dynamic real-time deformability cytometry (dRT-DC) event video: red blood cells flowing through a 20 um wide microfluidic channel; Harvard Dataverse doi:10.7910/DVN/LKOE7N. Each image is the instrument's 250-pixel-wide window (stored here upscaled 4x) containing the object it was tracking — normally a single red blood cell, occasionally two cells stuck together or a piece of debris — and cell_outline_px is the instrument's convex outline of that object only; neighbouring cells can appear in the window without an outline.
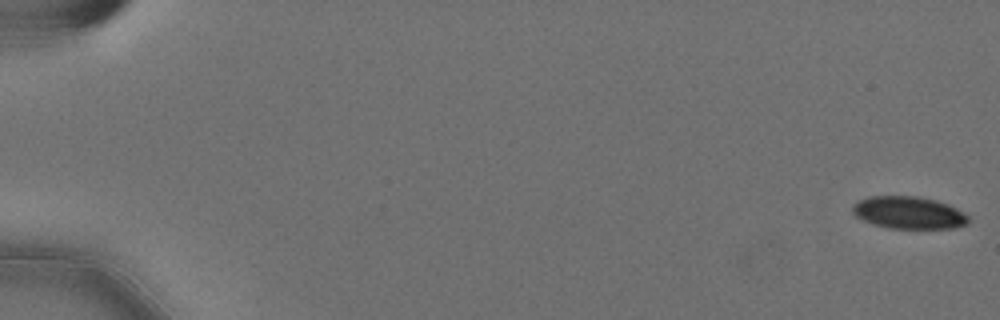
{"species": "Egyptian fruit bat (a non-hibernating species)", "species_latin": "Rousettus aegyptiacus", "temperature_condition": "cold", "stored_images_in_passage": 58, "camera_frame_rate_fps": 3000, "um_per_image_px": 0.085, "animal": {"sex": "female"}, "frame": {"image": 1, "passage_image": 1, "time_ms": 0.0, "image_size_px": [1000, 320], "cell_outline_px": [[968, 224], [952, 228], [888, 228], [872, 224], [860, 220], [852, 212], [852, 204], [868, 196], [916, 196], [936, 200], [948, 204], [956, 208], [968, 216]], "centroid_in_image_um": [77.2, 18.07], "position_along_channel_um": 7.8, "area_um2": 21.91}}
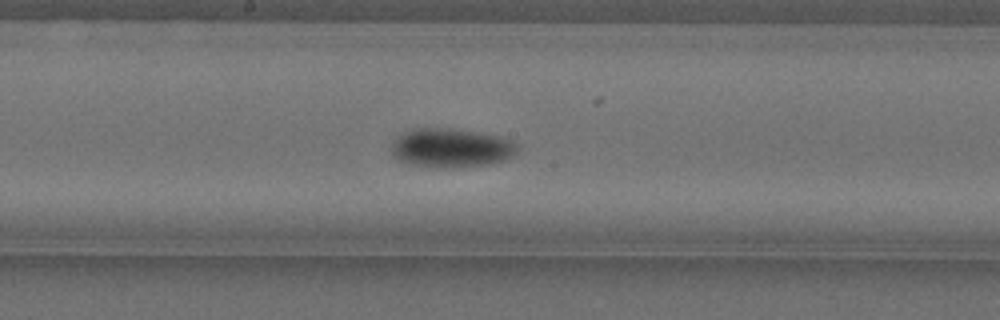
{"frame": {"image": 2, "passage_image": 32, "time_ms": 10.333, "image_size_px": [1000, 320], "cell_outline_px": [[516, 152], [512, 156], [504, 160], [488, 164], [448, 168], [436, 168], [412, 164], [396, 160], [392, 156], [392, 144], [404, 132], [416, 128], [452, 128], [476, 132], [496, 136], [512, 140], [516, 144]], "centroid_in_image_um": [38.32, 12.58], "position_along_channel_um": 209.9, "area_um2": 28.44}}
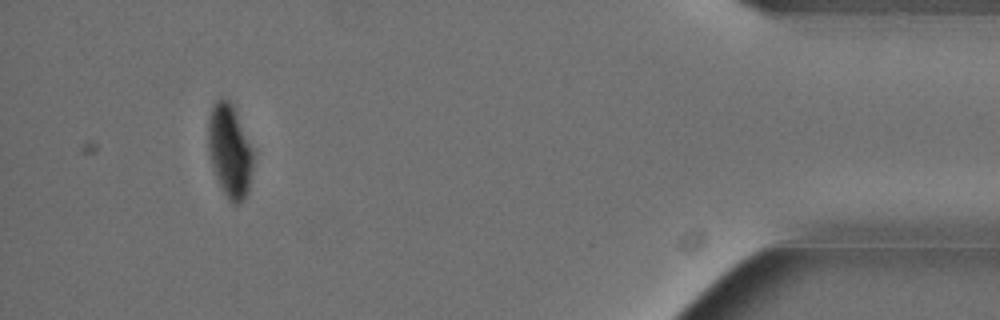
{"frame": {"image": 3, "passage_image": 54, "time_ms": 17.667, "image_size_px": [1000, 320], "cell_outline_px": [[256, 152], [248, 192], [244, 200], [240, 204], [232, 204], [228, 200], [212, 168], [208, 152], [208, 120], [212, 104], [216, 100], [228, 100], [232, 104]], "centroid_in_image_um": [19.56, 12.85], "position_along_channel_um": 415.6, "area_um2": 24.97}, "authors_computed_cell_mechanics": {"area_um2": 25.2008, "velocity_mm_per_s": 3.581, "shape_relaxation_time_tau1_ms": 5.0799, "shape_relaxation_time_tau2_ms": 3.6285, "deformation_change_tau1": 0.1167, "deformation_change_tau2": 0.0474}}